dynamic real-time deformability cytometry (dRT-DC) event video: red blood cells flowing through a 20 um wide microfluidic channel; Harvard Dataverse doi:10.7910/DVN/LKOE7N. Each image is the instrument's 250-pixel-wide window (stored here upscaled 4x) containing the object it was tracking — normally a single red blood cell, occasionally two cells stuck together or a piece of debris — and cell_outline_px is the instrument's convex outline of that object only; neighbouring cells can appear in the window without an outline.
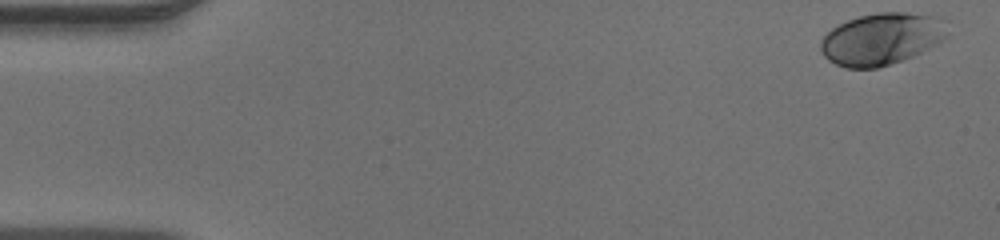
{"species": "human", "species_latin": "Homo sapiens", "temperature_condition": "warm", "stored_images_in_passage": 42, "camera_frame_rate_fps": 3000, "um_per_image_px": 0.085, "donor": {"sex": "male"}, "frame": {"image": 1, "passage_image": 1, "time_ms": 0.0, "image_size_px": [1000, 240], "cell_outline_px": [[948, 36], [936, 44], [912, 56], [876, 68], [844, 68], [828, 60], [824, 56], [820, 48], [820, 40], [832, 28], [848, 20], [860, 16], [880, 12], [904, 12], [936, 16], [948, 20]], "centroid_in_image_um": [74.96, 3.29], "position_along_channel_um": 10.0, "area_um2": 38.38}}
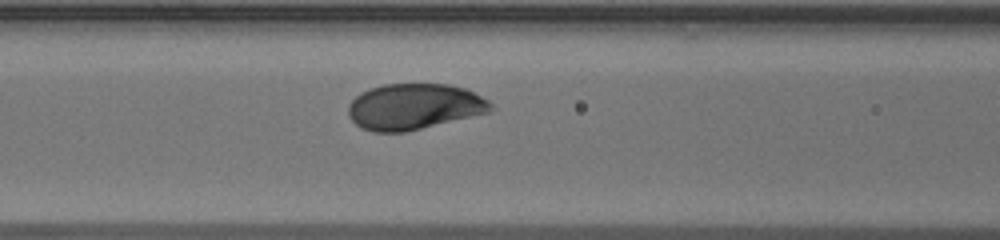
{"frame": {"image": 2, "passage_image": 20, "time_ms": 6.333, "image_size_px": [1000, 240], "cell_outline_px": [[496, 108], [492, 112], [404, 132], [372, 132], [360, 128], [348, 116], [348, 104], [360, 92], [384, 84], [448, 84], [468, 88], [488, 100]], "centroid_in_image_um": [35.23, 9.06], "position_along_channel_um": 131.4, "area_um2": 38.49}}
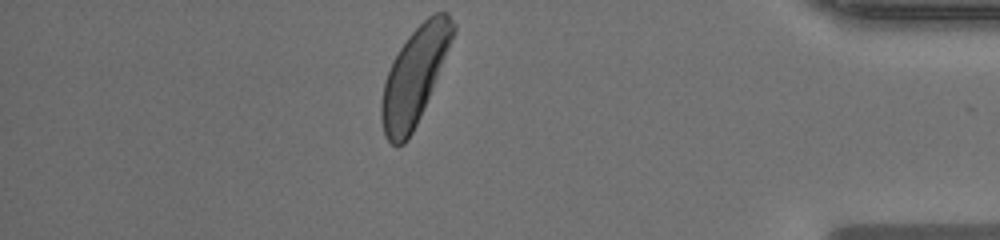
{"frame": {"image": 3, "passage_image": 42, "time_ms": 13.667, "image_size_px": [1000, 240], "cell_outline_px": [[456, 28], [452, 40], [420, 116], [408, 140], [404, 144], [396, 148], [384, 136], [380, 120], [380, 100], [384, 80], [392, 60], [408, 36], [428, 16], [436, 12], [448, 12], [456, 24]], "centroid_in_image_um": [35.19, 6.49], "position_along_channel_um": 400.0, "area_um2": 39.82}}